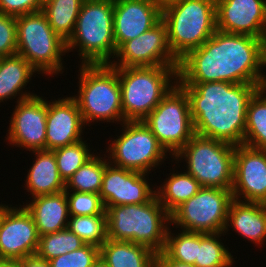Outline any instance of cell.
<instances>
[{"mask_svg": "<svg viewBox=\"0 0 266 267\" xmlns=\"http://www.w3.org/2000/svg\"><path fill=\"white\" fill-rule=\"evenodd\" d=\"M264 40L216 30L202 46L179 60L177 83L225 81L264 85Z\"/></svg>", "mask_w": 266, "mask_h": 267, "instance_id": "cell-1", "label": "cell"}, {"mask_svg": "<svg viewBox=\"0 0 266 267\" xmlns=\"http://www.w3.org/2000/svg\"><path fill=\"white\" fill-rule=\"evenodd\" d=\"M178 84L188 95L195 134L243 145L248 103L264 85L225 81Z\"/></svg>", "mask_w": 266, "mask_h": 267, "instance_id": "cell-2", "label": "cell"}, {"mask_svg": "<svg viewBox=\"0 0 266 267\" xmlns=\"http://www.w3.org/2000/svg\"><path fill=\"white\" fill-rule=\"evenodd\" d=\"M106 213L108 239L142 244L156 253L164 250L170 213L156 195L146 203L108 207Z\"/></svg>", "mask_w": 266, "mask_h": 267, "instance_id": "cell-3", "label": "cell"}, {"mask_svg": "<svg viewBox=\"0 0 266 267\" xmlns=\"http://www.w3.org/2000/svg\"><path fill=\"white\" fill-rule=\"evenodd\" d=\"M113 15L114 0H84L66 42L67 53L79 48L81 65L110 64L117 52Z\"/></svg>", "mask_w": 266, "mask_h": 267, "instance_id": "cell-4", "label": "cell"}, {"mask_svg": "<svg viewBox=\"0 0 266 267\" xmlns=\"http://www.w3.org/2000/svg\"><path fill=\"white\" fill-rule=\"evenodd\" d=\"M117 69L124 121H142L177 83L178 66Z\"/></svg>", "mask_w": 266, "mask_h": 267, "instance_id": "cell-5", "label": "cell"}, {"mask_svg": "<svg viewBox=\"0 0 266 267\" xmlns=\"http://www.w3.org/2000/svg\"><path fill=\"white\" fill-rule=\"evenodd\" d=\"M78 72L79 90L77 96L72 97L78 104L84 124L125 122L117 69L110 64L80 65Z\"/></svg>", "mask_w": 266, "mask_h": 267, "instance_id": "cell-6", "label": "cell"}, {"mask_svg": "<svg viewBox=\"0 0 266 267\" xmlns=\"http://www.w3.org/2000/svg\"><path fill=\"white\" fill-rule=\"evenodd\" d=\"M168 44L173 55L182 59L213 36L216 28L215 0H182L162 9Z\"/></svg>", "mask_w": 266, "mask_h": 267, "instance_id": "cell-7", "label": "cell"}, {"mask_svg": "<svg viewBox=\"0 0 266 267\" xmlns=\"http://www.w3.org/2000/svg\"><path fill=\"white\" fill-rule=\"evenodd\" d=\"M16 34L17 54L38 74L52 77L64 72L62 57L67 53L66 42L53 31L42 10L17 16Z\"/></svg>", "mask_w": 266, "mask_h": 267, "instance_id": "cell-8", "label": "cell"}, {"mask_svg": "<svg viewBox=\"0 0 266 267\" xmlns=\"http://www.w3.org/2000/svg\"><path fill=\"white\" fill-rule=\"evenodd\" d=\"M235 146L194 134L186 145L172 157L175 163L186 162V171L202 187L232 190ZM182 158V159H181ZM177 161V162H176Z\"/></svg>", "mask_w": 266, "mask_h": 267, "instance_id": "cell-9", "label": "cell"}, {"mask_svg": "<svg viewBox=\"0 0 266 267\" xmlns=\"http://www.w3.org/2000/svg\"><path fill=\"white\" fill-rule=\"evenodd\" d=\"M120 126V136L106 147L112 165L150 174L164 163L168 152L143 121H125Z\"/></svg>", "mask_w": 266, "mask_h": 267, "instance_id": "cell-10", "label": "cell"}, {"mask_svg": "<svg viewBox=\"0 0 266 267\" xmlns=\"http://www.w3.org/2000/svg\"><path fill=\"white\" fill-rule=\"evenodd\" d=\"M142 121L170 157L175 156L195 134L189 98L178 83Z\"/></svg>", "mask_w": 266, "mask_h": 267, "instance_id": "cell-11", "label": "cell"}, {"mask_svg": "<svg viewBox=\"0 0 266 267\" xmlns=\"http://www.w3.org/2000/svg\"><path fill=\"white\" fill-rule=\"evenodd\" d=\"M232 200L231 190L202 187L170 213V224L189 232L222 233Z\"/></svg>", "mask_w": 266, "mask_h": 267, "instance_id": "cell-12", "label": "cell"}, {"mask_svg": "<svg viewBox=\"0 0 266 267\" xmlns=\"http://www.w3.org/2000/svg\"><path fill=\"white\" fill-rule=\"evenodd\" d=\"M114 58L112 67L179 66L169 47L167 27L162 19L148 31L124 42Z\"/></svg>", "mask_w": 266, "mask_h": 267, "instance_id": "cell-13", "label": "cell"}, {"mask_svg": "<svg viewBox=\"0 0 266 267\" xmlns=\"http://www.w3.org/2000/svg\"><path fill=\"white\" fill-rule=\"evenodd\" d=\"M16 104L5 140L30 152L46 150V99L36 94Z\"/></svg>", "mask_w": 266, "mask_h": 267, "instance_id": "cell-14", "label": "cell"}, {"mask_svg": "<svg viewBox=\"0 0 266 267\" xmlns=\"http://www.w3.org/2000/svg\"><path fill=\"white\" fill-rule=\"evenodd\" d=\"M231 191L235 200L266 204V150L235 146Z\"/></svg>", "mask_w": 266, "mask_h": 267, "instance_id": "cell-15", "label": "cell"}, {"mask_svg": "<svg viewBox=\"0 0 266 267\" xmlns=\"http://www.w3.org/2000/svg\"><path fill=\"white\" fill-rule=\"evenodd\" d=\"M148 176L146 173L112 165L107 158L99 192L105 210L111 206L142 204L150 201L156 195V188L154 189V186L151 188Z\"/></svg>", "mask_w": 266, "mask_h": 267, "instance_id": "cell-16", "label": "cell"}, {"mask_svg": "<svg viewBox=\"0 0 266 267\" xmlns=\"http://www.w3.org/2000/svg\"><path fill=\"white\" fill-rule=\"evenodd\" d=\"M19 206L11 205L0 222V260H20L37 252V227L26 208Z\"/></svg>", "mask_w": 266, "mask_h": 267, "instance_id": "cell-17", "label": "cell"}, {"mask_svg": "<svg viewBox=\"0 0 266 267\" xmlns=\"http://www.w3.org/2000/svg\"><path fill=\"white\" fill-rule=\"evenodd\" d=\"M215 3L217 30L265 39V0H215Z\"/></svg>", "mask_w": 266, "mask_h": 267, "instance_id": "cell-18", "label": "cell"}, {"mask_svg": "<svg viewBox=\"0 0 266 267\" xmlns=\"http://www.w3.org/2000/svg\"><path fill=\"white\" fill-rule=\"evenodd\" d=\"M85 126L78 104L72 96L47 101L46 150L53 151L84 140L82 135Z\"/></svg>", "mask_w": 266, "mask_h": 267, "instance_id": "cell-19", "label": "cell"}, {"mask_svg": "<svg viewBox=\"0 0 266 267\" xmlns=\"http://www.w3.org/2000/svg\"><path fill=\"white\" fill-rule=\"evenodd\" d=\"M162 19L154 0H114L113 29L116 50L151 29Z\"/></svg>", "mask_w": 266, "mask_h": 267, "instance_id": "cell-20", "label": "cell"}, {"mask_svg": "<svg viewBox=\"0 0 266 267\" xmlns=\"http://www.w3.org/2000/svg\"><path fill=\"white\" fill-rule=\"evenodd\" d=\"M229 228L248 242L263 246L266 242V204L233 199L228 208L225 234Z\"/></svg>", "mask_w": 266, "mask_h": 267, "instance_id": "cell-21", "label": "cell"}, {"mask_svg": "<svg viewBox=\"0 0 266 267\" xmlns=\"http://www.w3.org/2000/svg\"><path fill=\"white\" fill-rule=\"evenodd\" d=\"M31 214L39 236L68 227L69 208L66 191L32 198L23 205Z\"/></svg>", "mask_w": 266, "mask_h": 267, "instance_id": "cell-22", "label": "cell"}, {"mask_svg": "<svg viewBox=\"0 0 266 267\" xmlns=\"http://www.w3.org/2000/svg\"><path fill=\"white\" fill-rule=\"evenodd\" d=\"M31 168L28 170L25 181V189L31 197L50 195L65 190V182L60 177L54 151L36 150Z\"/></svg>", "mask_w": 266, "mask_h": 267, "instance_id": "cell-23", "label": "cell"}, {"mask_svg": "<svg viewBox=\"0 0 266 267\" xmlns=\"http://www.w3.org/2000/svg\"><path fill=\"white\" fill-rule=\"evenodd\" d=\"M36 72L38 73L18 54L0 57V103L17 96L16 102L36 95L24 90Z\"/></svg>", "mask_w": 266, "mask_h": 267, "instance_id": "cell-24", "label": "cell"}, {"mask_svg": "<svg viewBox=\"0 0 266 267\" xmlns=\"http://www.w3.org/2000/svg\"><path fill=\"white\" fill-rule=\"evenodd\" d=\"M156 252L130 241L107 239L100 247V258L108 267H154Z\"/></svg>", "mask_w": 266, "mask_h": 267, "instance_id": "cell-25", "label": "cell"}, {"mask_svg": "<svg viewBox=\"0 0 266 267\" xmlns=\"http://www.w3.org/2000/svg\"><path fill=\"white\" fill-rule=\"evenodd\" d=\"M174 172L173 170L172 173H169L168 178L164 179L163 185L155 187L158 188L156 189V196L160 204L169 213L202 188L200 183L186 171L180 173L177 170L176 173Z\"/></svg>", "mask_w": 266, "mask_h": 267, "instance_id": "cell-26", "label": "cell"}, {"mask_svg": "<svg viewBox=\"0 0 266 267\" xmlns=\"http://www.w3.org/2000/svg\"><path fill=\"white\" fill-rule=\"evenodd\" d=\"M243 145L266 150V88H259L251 97L246 114Z\"/></svg>", "mask_w": 266, "mask_h": 267, "instance_id": "cell-27", "label": "cell"}, {"mask_svg": "<svg viewBox=\"0 0 266 267\" xmlns=\"http://www.w3.org/2000/svg\"><path fill=\"white\" fill-rule=\"evenodd\" d=\"M84 0H44L45 13L53 31L67 42L74 31Z\"/></svg>", "mask_w": 266, "mask_h": 267, "instance_id": "cell-28", "label": "cell"}, {"mask_svg": "<svg viewBox=\"0 0 266 267\" xmlns=\"http://www.w3.org/2000/svg\"><path fill=\"white\" fill-rule=\"evenodd\" d=\"M222 233H198L197 232V258L196 267H232L236 262L228 247L226 248L221 236Z\"/></svg>", "mask_w": 266, "mask_h": 267, "instance_id": "cell-29", "label": "cell"}, {"mask_svg": "<svg viewBox=\"0 0 266 267\" xmlns=\"http://www.w3.org/2000/svg\"><path fill=\"white\" fill-rule=\"evenodd\" d=\"M104 156L95 154L84 163L65 183V191L99 194L106 168L107 156Z\"/></svg>", "mask_w": 266, "mask_h": 267, "instance_id": "cell-30", "label": "cell"}, {"mask_svg": "<svg viewBox=\"0 0 266 267\" xmlns=\"http://www.w3.org/2000/svg\"><path fill=\"white\" fill-rule=\"evenodd\" d=\"M85 244L101 247L107 241V213L70 216L68 227Z\"/></svg>", "mask_w": 266, "mask_h": 267, "instance_id": "cell-31", "label": "cell"}, {"mask_svg": "<svg viewBox=\"0 0 266 267\" xmlns=\"http://www.w3.org/2000/svg\"><path fill=\"white\" fill-rule=\"evenodd\" d=\"M85 243L68 228L39 236L36 255L44 260L54 259L62 254L80 249Z\"/></svg>", "mask_w": 266, "mask_h": 267, "instance_id": "cell-32", "label": "cell"}, {"mask_svg": "<svg viewBox=\"0 0 266 267\" xmlns=\"http://www.w3.org/2000/svg\"><path fill=\"white\" fill-rule=\"evenodd\" d=\"M87 141H77L73 144L53 150L60 177L66 183L70 177L90 158L94 156Z\"/></svg>", "mask_w": 266, "mask_h": 267, "instance_id": "cell-33", "label": "cell"}, {"mask_svg": "<svg viewBox=\"0 0 266 267\" xmlns=\"http://www.w3.org/2000/svg\"><path fill=\"white\" fill-rule=\"evenodd\" d=\"M163 252L172 260L195 266L197 232L181 230L180 233L175 234L169 227Z\"/></svg>", "mask_w": 266, "mask_h": 267, "instance_id": "cell-34", "label": "cell"}, {"mask_svg": "<svg viewBox=\"0 0 266 267\" xmlns=\"http://www.w3.org/2000/svg\"><path fill=\"white\" fill-rule=\"evenodd\" d=\"M69 215H100L106 210L101 197L97 193H83L66 191Z\"/></svg>", "mask_w": 266, "mask_h": 267, "instance_id": "cell-35", "label": "cell"}, {"mask_svg": "<svg viewBox=\"0 0 266 267\" xmlns=\"http://www.w3.org/2000/svg\"><path fill=\"white\" fill-rule=\"evenodd\" d=\"M100 257V248L85 244L78 250L49 260L51 267H91Z\"/></svg>", "mask_w": 266, "mask_h": 267, "instance_id": "cell-36", "label": "cell"}, {"mask_svg": "<svg viewBox=\"0 0 266 267\" xmlns=\"http://www.w3.org/2000/svg\"><path fill=\"white\" fill-rule=\"evenodd\" d=\"M17 54L16 17L0 13V57Z\"/></svg>", "mask_w": 266, "mask_h": 267, "instance_id": "cell-37", "label": "cell"}, {"mask_svg": "<svg viewBox=\"0 0 266 267\" xmlns=\"http://www.w3.org/2000/svg\"><path fill=\"white\" fill-rule=\"evenodd\" d=\"M44 0H0V13L20 16L41 11Z\"/></svg>", "mask_w": 266, "mask_h": 267, "instance_id": "cell-38", "label": "cell"}, {"mask_svg": "<svg viewBox=\"0 0 266 267\" xmlns=\"http://www.w3.org/2000/svg\"><path fill=\"white\" fill-rule=\"evenodd\" d=\"M154 267H196V266L172 260L162 251L156 254Z\"/></svg>", "mask_w": 266, "mask_h": 267, "instance_id": "cell-39", "label": "cell"}, {"mask_svg": "<svg viewBox=\"0 0 266 267\" xmlns=\"http://www.w3.org/2000/svg\"><path fill=\"white\" fill-rule=\"evenodd\" d=\"M21 267H51L47 260L38 257L36 254L19 260Z\"/></svg>", "mask_w": 266, "mask_h": 267, "instance_id": "cell-40", "label": "cell"}, {"mask_svg": "<svg viewBox=\"0 0 266 267\" xmlns=\"http://www.w3.org/2000/svg\"><path fill=\"white\" fill-rule=\"evenodd\" d=\"M0 267H21L19 260H0Z\"/></svg>", "mask_w": 266, "mask_h": 267, "instance_id": "cell-41", "label": "cell"}, {"mask_svg": "<svg viewBox=\"0 0 266 267\" xmlns=\"http://www.w3.org/2000/svg\"><path fill=\"white\" fill-rule=\"evenodd\" d=\"M156 3H157V5L161 8V9H163V8H165L166 6H168V5H171V4H173V3H176V2H178V1H182V0H154Z\"/></svg>", "mask_w": 266, "mask_h": 267, "instance_id": "cell-42", "label": "cell"}, {"mask_svg": "<svg viewBox=\"0 0 266 267\" xmlns=\"http://www.w3.org/2000/svg\"><path fill=\"white\" fill-rule=\"evenodd\" d=\"M11 205H6V204H0V222L2 220V217L3 215L5 214V212L8 210V208L10 207Z\"/></svg>", "mask_w": 266, "mask_h": 267, "instance_id": "cell-43", "label": "cell"}, {"mask_svg": "<svg viewBox=\"0 0 266 267\" xmlns=\"http://www.w3.org/2000/svg\"><path fill=\"white\" fill-rule=\"evenodd\" d=\"M91 267H108L107 264L99 257Z\"/></svg>", "mask_w": 266, "mask_h": 267, "instance_id": "cell-44", "label": "cell"}, {"mask_svg": "<svg viewBox=\"0 0 266 267\" xmlns=\"http://www.w3.org/2000/svg\"><path fill=\"white\" fill-rule=\"evenodd\" d=\"M264 50H265V66H266V37L264 40Z\"/></svg>", "mask_w": 266, "mask_h": 267, "instance_id": "cell-45", "label": "cell"}]
</instances>
